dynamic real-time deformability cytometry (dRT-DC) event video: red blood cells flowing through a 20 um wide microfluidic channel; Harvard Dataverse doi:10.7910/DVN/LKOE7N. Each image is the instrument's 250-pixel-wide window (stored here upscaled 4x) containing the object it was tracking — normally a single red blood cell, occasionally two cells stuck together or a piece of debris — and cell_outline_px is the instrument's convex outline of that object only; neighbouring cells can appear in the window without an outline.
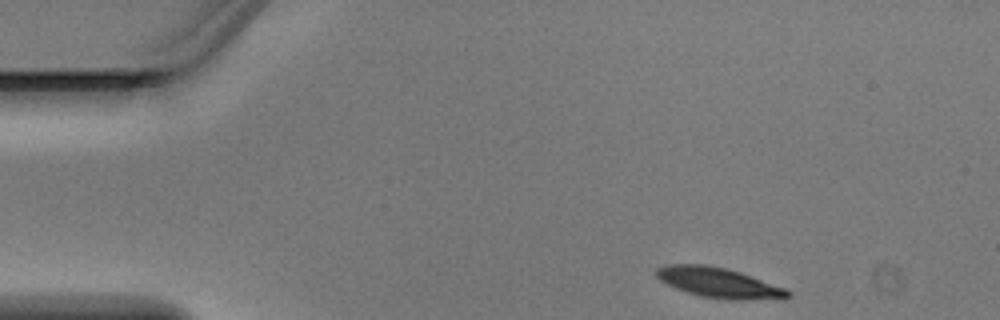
{"species": "Egyptian fruit bat (a non-hibernating species)", "species_latin": "Rousettus aegyptiacus", "temperature_condition": "warm", "stored_images_in_passage": 4, "segment_of_instrument_passage": [1, 2], "camera_frame_rate_fps": 3000, "um_per_image_px": 0.085, "animal": {"sex": "male"}, "frame": {"image": 1, "passage_image": 1, "time_ms": 0.0, "image_size_px": [1000, 320], "cell_outline_px": [[792, 296], [784, 300], [740, 300], [700, 296], [676, 288], [660, 280], [656, 276], [656, 268], [668, 264], [704, 264], [724, 268], [740, 272], [784, 288], [792, 292]], "centroid_in_image_um": [61.16, 24.04], "position_along_channel_um": 23.8, "area_um2": 23.06}}
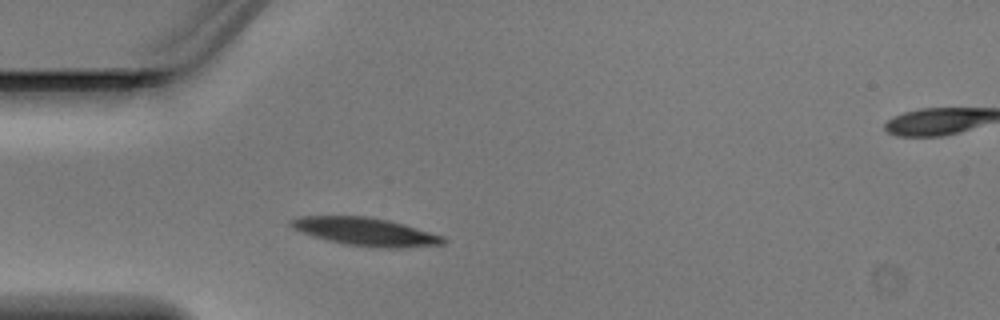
{"frame": {"image": 2, "passage_image": 3, "time_ms": 0.667, "image_size_px": [1000, 320], "cell_outline_px": [[448, 240], [444, 244], [396, 248], [372, 248], [348, 244], [328, 240], [312, 236], [292, 228], [288, 224], [288, 220], [300, 216], [368, 216], [388, 220], [404, 224], [444, 236]], "centroid_in_image_um": [31.07, 19.69], "position_along_channel_um": 53.9, "area_um2": 24.97}}